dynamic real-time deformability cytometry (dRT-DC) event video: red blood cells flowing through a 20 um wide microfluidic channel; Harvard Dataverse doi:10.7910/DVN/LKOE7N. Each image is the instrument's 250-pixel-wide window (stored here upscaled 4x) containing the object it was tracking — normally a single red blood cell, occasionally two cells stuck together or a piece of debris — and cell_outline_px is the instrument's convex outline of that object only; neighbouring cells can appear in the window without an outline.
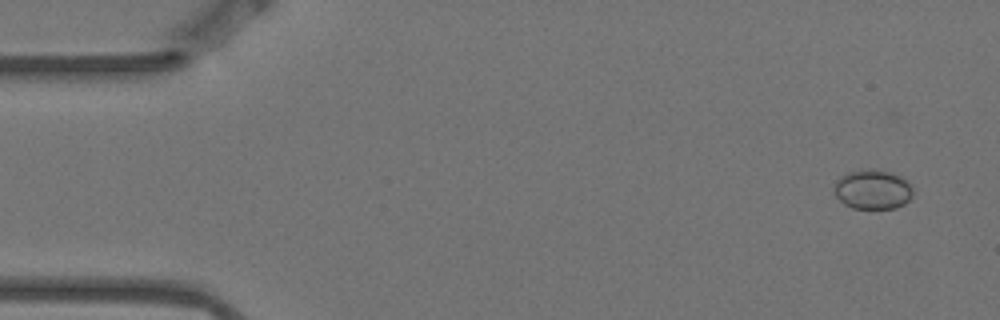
{"species": "Egyptian fruit bat (a non-hibernating species)", "species_latin": "Rousettus aegyptiacus", "temperature_condition": "warm", "stored_images_in_passage": 4, "camera_frame_rate_fps": 3000, "um_per_image_px": 0.085, "animal": {"sex": "female"}, "frame": {"image": 1, "passage_image": 1, "time_ms": 0.0, "image_size_px": [1000, 320], "cell_outline_px": [[912, 196], [904, 204], [896, 208], [852, 208], [844, 204], [836, 196], [832, 188], [836, 180], [840, 176], [848, 172], [868, 168], [892, 172], [900, 176], [912, 188]], "centroid_in_image_um": [74.13, 16.09], "position_along_channel_um": 10.9, "area_um2": 18.21}}
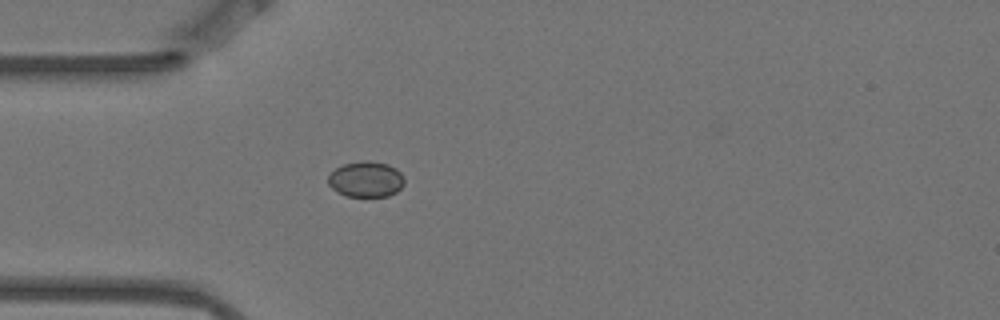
{"frame": {"image": 2, "passage_image": 4, "time_ms": 1.0, "image_size_px": [1000, 320], "cell_outline_px": [[404, 184], [396, 192], [388, 196], [344, 196], [336, 192], [328, 184], [328, 176], [336, 168], [344, 164], [368, 160], [388, 164], [396, 168], [404, 176]], "centroid_in_image_um": [31.11, 15.24], "position_along_channel_um": 53.9, "area_um2": 15.9}}